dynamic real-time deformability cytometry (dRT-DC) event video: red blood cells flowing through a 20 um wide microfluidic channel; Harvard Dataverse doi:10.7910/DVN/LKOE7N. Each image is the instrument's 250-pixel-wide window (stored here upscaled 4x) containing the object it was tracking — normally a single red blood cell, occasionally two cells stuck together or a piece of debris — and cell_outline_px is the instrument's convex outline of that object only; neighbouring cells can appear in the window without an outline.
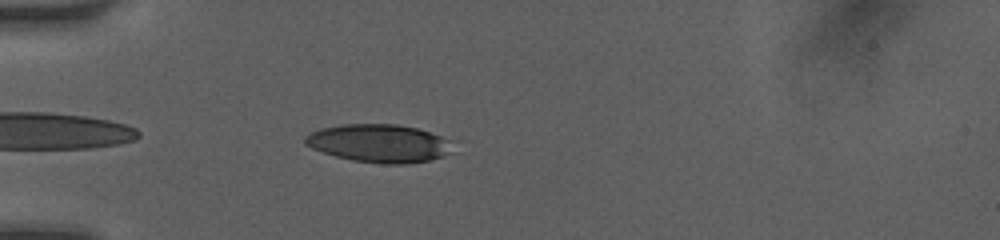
{"species": "human", "species_latin": "Homo sapiens", "temperature_condition": "room temperature", "stored_images_in_passage": 37, "camera_frame_rate_fps": 3000, "um_per_image_px": 0.085, "donor": {"sex": "female"}, "frame": {"image": 1, "passage_image": 2, "time_ms": 0.333, "image_size_px": [1000, 240], "cell_outline_px": [[452, 152], [444, 156], [432, 160], [408, 164], [384, 164], [352, 160], [336, 156], [312, 148], [304, 144], [304, 136], [320, 128], [340, 124], [396, 124], [416, 128], [440, 136], [444, 140]], "centroid_in_image_um": [32.16, 12.19], "position_along_channel_um": 52.8, "area_um2": 32.48}}
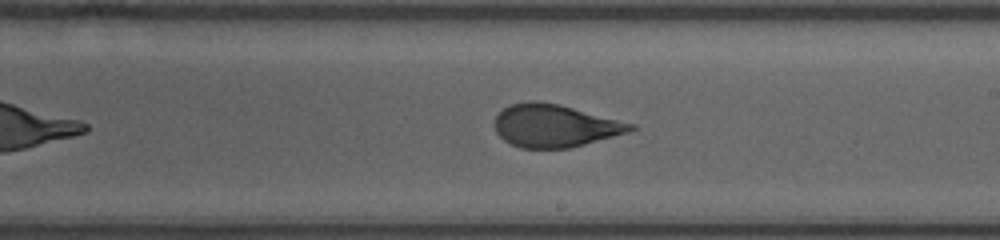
{"frame": {"image": 2, "passage_image": 17, "time_ms": 5.333, "image_size_px": [1000, 240], "cell_outline_px": [[636, 128], [628, 132], [584, 144], [568, 148], [520, 148], [504, 140], [496, 132], [496, 116], [504, 108], [512, 104], [532, 100], [536, 100], [560, 104], [636, 124]], "centroid_in_image_um": [47.17, 10.68], "position_along_channel_um": 241.8, "area_um2": 33.58}}
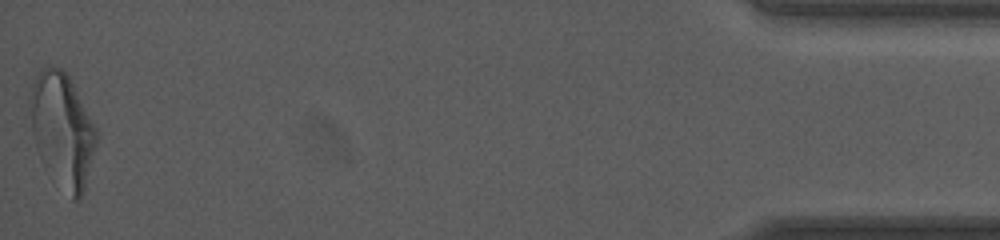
{"frame": {"image": 3, "passage_image": 37, "time_ms": 12.0, "image_size_px": [1000, 240], "cell_outline_px": [[96, 140], [84, 188], [80, 200], [72, 200], [40, 160], [36, 148], [32, 132], [28, 104], [28, 96], [32, 84], [40, 68], [52, 64], [60, 68], [68, 76], [96, 128]], "centroid_in_image_um": [5.23, 11.0], "position_along_channel_um": 430.0, "area_um2": 43.58}, "authors_computed_cell_mechanics": {"area_um2": 34.6222, "velocity_mm_per_s": 4.1114, "shape_relaxation_time_tau1_ms": 4.7071, "shape_relaxation_time_tau2_ms": 0.8474, "deformation_change_tau1": 0.1799, "deformation_change_tau2": 0.0752}}